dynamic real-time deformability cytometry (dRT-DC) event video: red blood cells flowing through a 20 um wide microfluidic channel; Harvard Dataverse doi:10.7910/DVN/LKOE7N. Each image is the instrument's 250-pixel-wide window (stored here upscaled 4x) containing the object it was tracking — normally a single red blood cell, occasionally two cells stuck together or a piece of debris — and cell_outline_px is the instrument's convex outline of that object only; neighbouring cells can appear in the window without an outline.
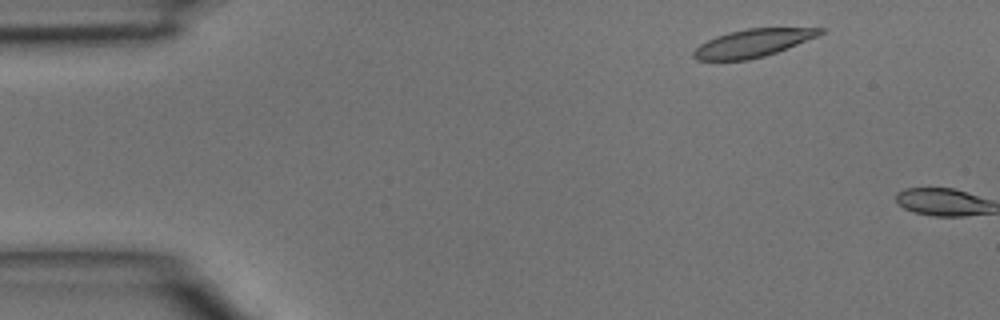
{"species": "common noctule bat (a hibernating species)", "species_latin": "Nyctalus noctula", "temperature_condition": "room temperature", "stored_images_in_passage": 2, "camera_frame_rate_fps": 3000, "um_per_image_px": 0.085, "animal": {"sex": "male", "body_mass_g": 15.6}, "frame": {"image": 1, "passage_image": 1, "time_ms": 0.0, "image_size_px": [1000, 320], "cell_outline_px": [[828, 28], [824, 32], [816, 36], [788, 48], [764, 56], [748, 60], [696, 60], [692, 56], [692, 52], [700, 44], [716, 36], [728, 32], [748, 28]], "centroid_in_image_um": [63.97, 3.66], "position_along_channel_um": 21.0, "area_um2": 20.4}}